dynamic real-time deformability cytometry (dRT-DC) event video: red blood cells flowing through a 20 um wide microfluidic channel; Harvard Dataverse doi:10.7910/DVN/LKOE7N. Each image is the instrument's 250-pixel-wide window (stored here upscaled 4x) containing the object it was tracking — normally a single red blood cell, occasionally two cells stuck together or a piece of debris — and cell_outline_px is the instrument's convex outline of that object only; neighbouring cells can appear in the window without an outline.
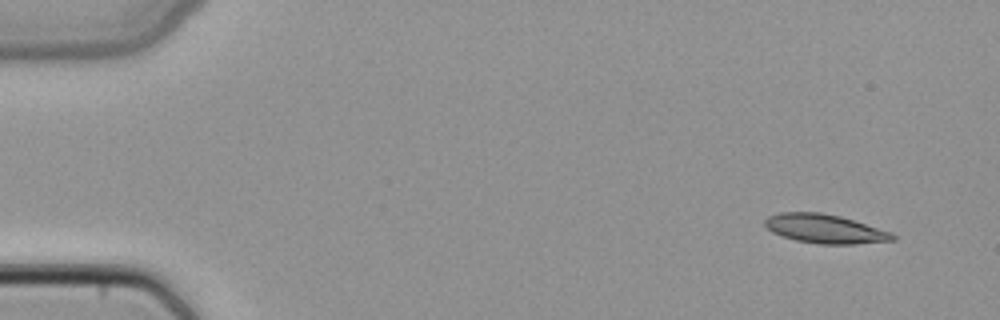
{"species": "common noctule bat (a hibernating species)", "species_latin": "Nyctalus noctula", "temperature_condition": "cold", "stored_images_in_passage": 3, "camera_frame_rate_fps": 3000, "um_per_image_px": 0.085, "animal": {"sex": "female", "body_mass_g": 22.7, "forearm_length_mm": 54.2}, "frame": {"image": 1, "passage_image": 1, "time_ms": 0.0, "image_size_px": [1000, 320], "cell_outline_px": [[896, 240], [856, 244], [820, 244], [796, 240], [780, 236], [772, 232], [764, 224], [764, 220], [768, 216], [780, 212], [820, 212], [840, 216], [892, 232], [896, 236]], "centroid_in_image_um": [70.11, 19.45], "position_along_channel_um": 14.9, "area_um2": 21.62}}
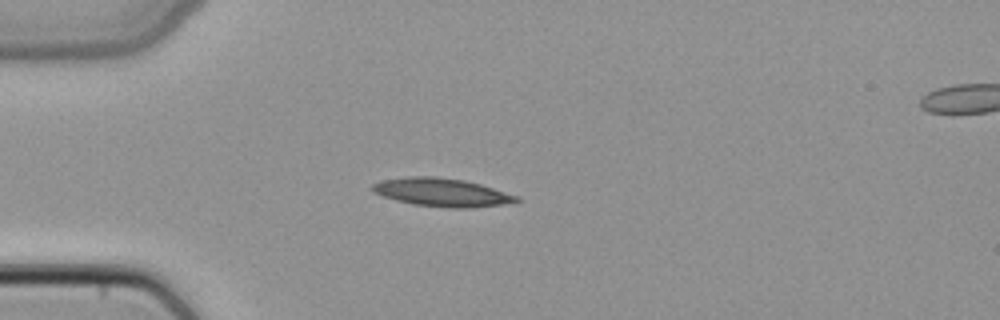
{"frame": {"image": 2, "passage_image": 3, "time_ms": 0.667, "image_size_px": [1000, 320], "cell_outline_px": [[520, 200], [500, 204], [472, 208], [448, 208], [412, 204], [396, 200], [372, 192], [368, 188], [372, 184], [384, 180], [408, 176], [432, 176], [464, 180], [480, 184], [520, 196]], "centroid_in_image_um": [37.52, 16.35], "position_along_channel_um": 47.5, "area_um2": 23.7}}